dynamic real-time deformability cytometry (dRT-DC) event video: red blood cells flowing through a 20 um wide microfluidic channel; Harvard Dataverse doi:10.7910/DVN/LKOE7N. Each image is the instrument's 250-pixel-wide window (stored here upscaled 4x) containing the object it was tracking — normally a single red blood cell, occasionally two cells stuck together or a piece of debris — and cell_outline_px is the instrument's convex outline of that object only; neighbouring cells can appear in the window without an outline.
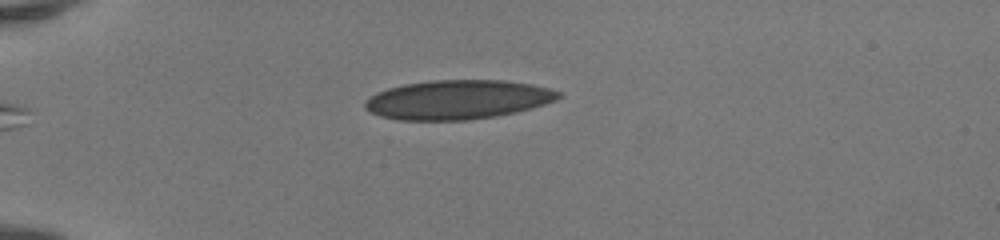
{"species": "human", "species_latin": "Homo sapiens", "temperature_condition": "room temperature", "stored_images_in_passage": 37, "camera_frame_rate_fps": 3000, "um_per_image_px": 0.085, "donor": {"sex": "female"}, "frame": {"image": 1, "passage_image": 1, "time_ms": 0.0, "image_size_px": [1000, 240], "cell_outline_px": [[564, 96], [556, 100], [532, 108], [516, 112], [496, 116], [468, 120], [396, 120], [380, 116], [364, 108], [364, 100], [388, 88], [404, 84], [432, 80], [504, 80], [532, 84], [564, 92]], "centroid_in_image_um": [38.95, 8.47], "position_along_channel_um": 46.1, "area_um2": 44.39}}
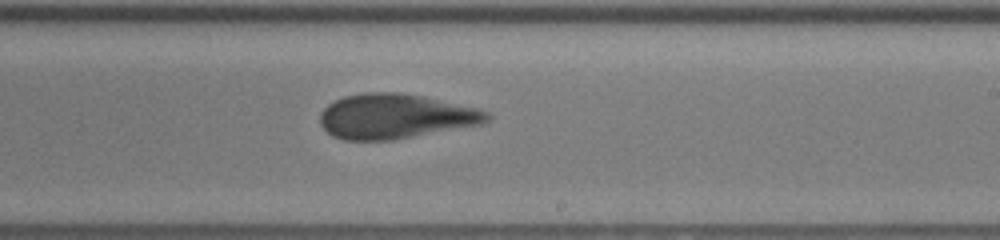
{"frame": {"image": 2, "passage_image": 19, "time_ms": 6.0, "image_size_px": [1000, 240], "cell_outline_px": [[492, 116], [484, 124], [392, 140], [344, 140], [332, 136], [320, 124], [320, 112], [328, 104], [344, 96], [364, 92], [400, 92], [424, 96], [480, 108], [488, 112]], "centroid_in_image_um": [33.63, 9.88], "position_along_channel_um": 255.4, "area_um2": 43.93}}
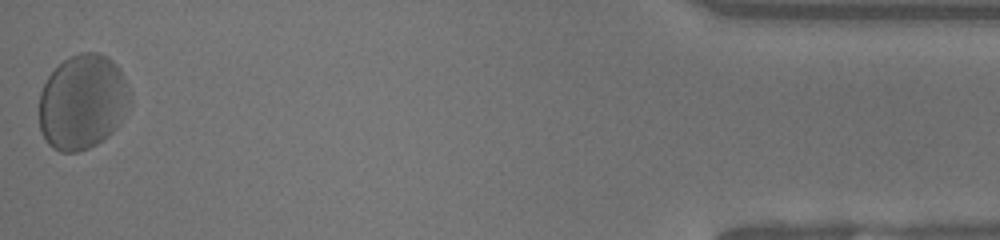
{"frame": {"image": 3, "passage_image": 37, "time_ms": 12.0, "image_size_px": [1000, 240], "cell_outline_px": [[132, 104], [120, 124], [108, 136], [96, 144], [80, 152], [60, 152], [52, 148], [48, 144], [40, 132], [40, 92], [48, 76], [68, 56], [80, 52], [100, 52], [108, 56], [116, 64], [128, 84], [132, 92]], "centroid_in_image_um": [7.06, 8.67], "position_along_channel_um": 428.1, "area_um2": 51.1}, "authors_computed_cell_mechanics": {"area_um2": 44.2748, "velocity_mm_per_s": 4.1182, "shape_relaxation_time_tau1_ms": 5.6253, "shape_relaxation_time_tau2_ms": 0.8077, "deformation_change_tau1": 0.1402, "deformation_change_tau2": 0.0658}}